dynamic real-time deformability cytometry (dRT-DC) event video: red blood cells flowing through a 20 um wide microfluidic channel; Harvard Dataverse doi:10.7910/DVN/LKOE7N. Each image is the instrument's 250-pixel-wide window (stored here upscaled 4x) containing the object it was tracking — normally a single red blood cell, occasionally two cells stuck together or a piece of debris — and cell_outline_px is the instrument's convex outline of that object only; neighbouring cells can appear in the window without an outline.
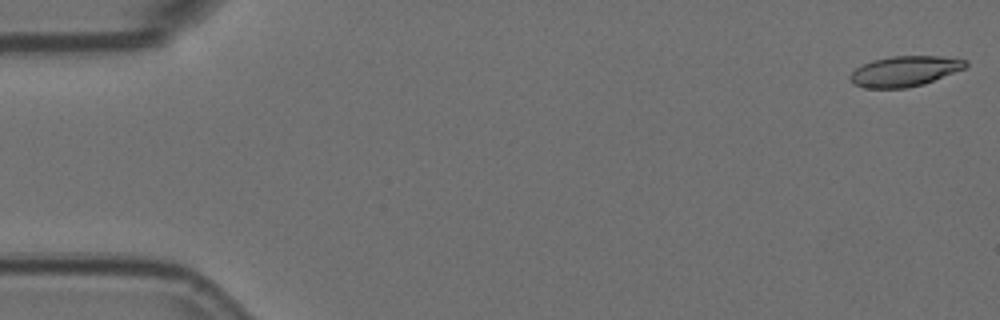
{"species": "Egyptian fruit bat (a non-hibernating species)", "species_latin": "Rousettus aegyptiacus", "temperature_condition": "room temperature", "stored_images_in_passage": 6, "segment_of_instrument_passage": [2, 2], "camera_frame_rate_fps": 3000, "um_per_image_px": 0.085, "animal": {"sex": "female"}, "frame": {"image": 1, "passage_image": 6, "time_ms": 1.667, "image_size_px": [1000, 320], "cell_outline_px": [[968, 64], [964, 68], [924, 84], [908, 88], [864, 88], [852, 84], [848, 76], [856, 68], [872, 60], [892, 56], [940, 56], [968, 60]], "centroid_in_image_um": [76.87, 6.06], "position_along_channel_um": 8.1, "area_um2": 20.46}}